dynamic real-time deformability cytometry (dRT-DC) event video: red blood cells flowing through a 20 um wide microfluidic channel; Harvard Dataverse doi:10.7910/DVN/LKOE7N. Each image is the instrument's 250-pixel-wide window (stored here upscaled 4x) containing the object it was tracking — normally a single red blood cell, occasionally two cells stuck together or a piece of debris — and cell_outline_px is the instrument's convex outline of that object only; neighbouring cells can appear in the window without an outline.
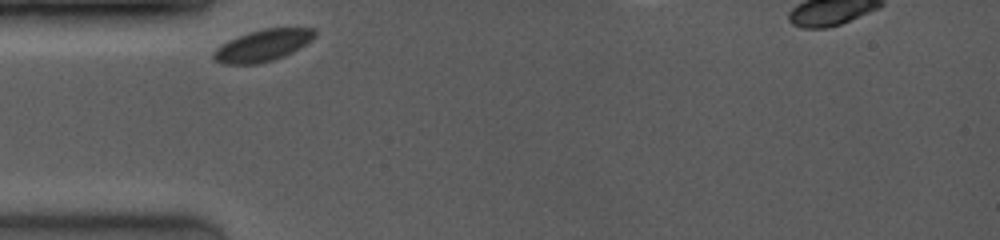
{"species": "common noctule bat (a hibernating species)", "species_latin": "Nyctalus noctula", "temperature_condition": "room temperature", "stored_images_in_passage": 38, "camera_frame_rate_fps": 4000, "um_per_image_px": 0.085, "animal": {"sex": "female", "body_mass_g": 19.0, "forearm_length_mm": 53.3}, "frame": {"image": 1, "passage_image": 1, "time_ms": 0.0, "image_size_px": [1000, 240], "cell_outline_px": [[316, 32], [304, 44], [292, 52], [284, 56], [272, 60], [252, 64], [224, 64], [216, 60], [212, 56], [212, 52], [220, 44], [228, 40], [248, 32], [264, 28], [316, 28]], "centroid_in_image_um": [22.26, 3.86], "position_along_channel_um": 62.7, "area_um2": 18.38}}
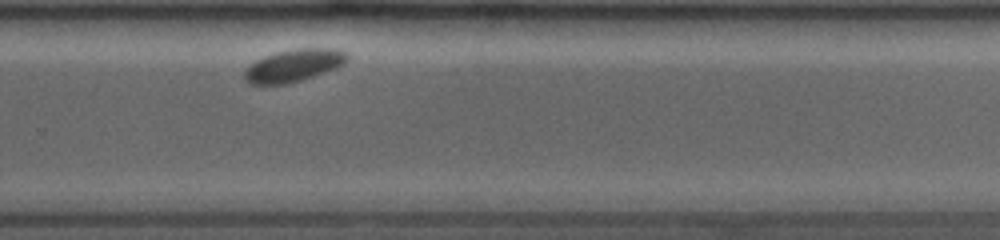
{"frame": {"image": 2, "passage_image": 28, "time_ms": 6.75, "image_size_px": [1000, 240], "cell_outline_px": [[348, 56], [340, 64], [332, 68], [312, 76], [300, 80], [284, 84], [252, 84], [244, 76], [244, 72], [256, 60], [276, 52], [296, 48], [340, 48], [348, 52]], "centroid_in_image_um": [24.97, 5.53], "position_along_channel_um": 304.8, "area_um2": 18.79}}
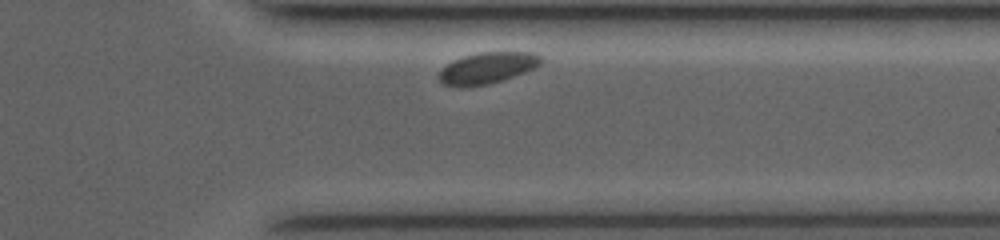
{"frame": {"image": 3, "passage_image": 35, "time_ms": 8.5, "image_size_px": [1000, 240], "cell_outline_px": [[544, 60], [540, 64], [524, 72], [500, 80], [484, 84], [444, 84], [440, 80], [440, 72], [452, 60], [464, 56], [480, 52], [536, 52]], "centroid_in_image_um": [41.5, 5.71], "position_along_channel_um": 369.9, "area_um2": 17.69}}